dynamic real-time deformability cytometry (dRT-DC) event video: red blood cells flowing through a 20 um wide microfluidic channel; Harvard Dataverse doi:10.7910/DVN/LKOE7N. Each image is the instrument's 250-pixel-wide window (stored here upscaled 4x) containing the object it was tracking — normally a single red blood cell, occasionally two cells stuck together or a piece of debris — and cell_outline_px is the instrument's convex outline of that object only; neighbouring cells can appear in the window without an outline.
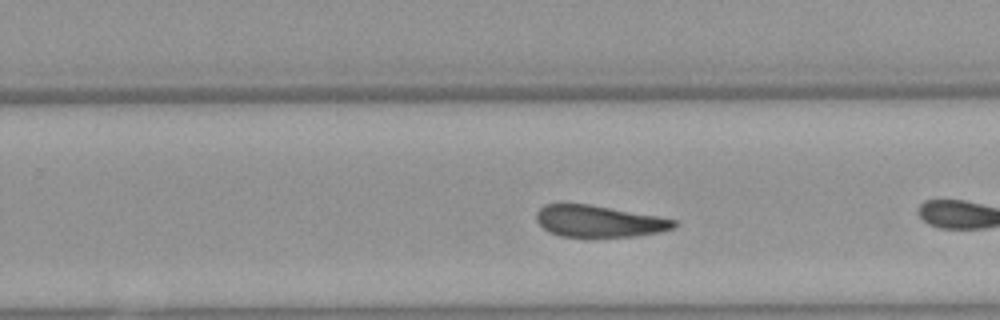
{"species": "Egyptian fruit bat (a non-hibernating species)", "species_latin": "Rousettus aegyptiacus", "temperature_condition": "warm", "stored_images_in_passage": 24, "camera_frame_rate_fps": 3000, "um_per_image_px": 0.085, "animal": {"sex": "female"}, "frame": {"image": 1, "passage_image": 17, "time_ms": 5.333, "image_size_px": [1000, 320], "cell_outline_px": [[676, 228], [660, 232], [632, 236], [560, 236], [548, 232], [536, 220], [536, 212], [544, 204], [564, 200], [592, 204], [656, 216], [676, 220]], "centroid_in_image_um": [50.82, 18.75], "position_along_channel_um": 279.0, "area_um2": 25.89}}